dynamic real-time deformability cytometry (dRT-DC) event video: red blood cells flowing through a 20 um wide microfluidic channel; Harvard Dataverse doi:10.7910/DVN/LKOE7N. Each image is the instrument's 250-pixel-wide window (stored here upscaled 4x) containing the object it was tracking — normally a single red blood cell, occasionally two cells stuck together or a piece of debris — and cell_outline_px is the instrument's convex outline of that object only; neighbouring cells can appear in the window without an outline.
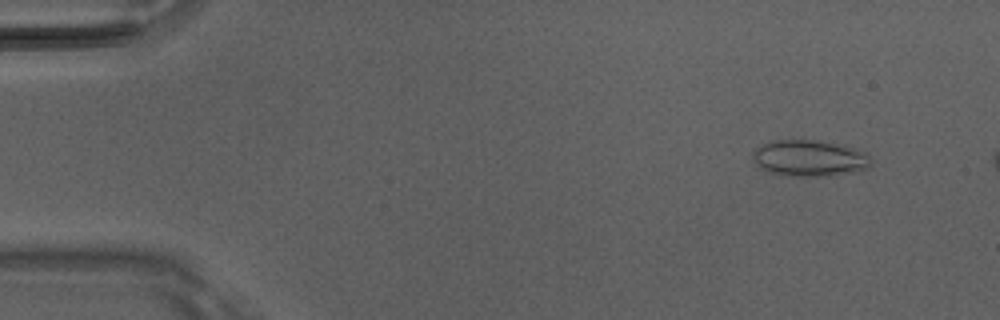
{"species": "Egyptian fruit bat (a non-hibernating species)", "species_latin": "Rousettus aegyptiacus", "temperature_condition": "room temperature", "stored_images_in_passage": 2, "camera_frame_rate_fps": 3000, "um_per_image_px": 0.085, "animal": {"sex": "male"}, "frame": {"image": 1, "passage_image": 1, "time_ms": 0.0, "image_size_px": [1000, 320], "cell_outline_px": [[872, 164], [868, 168], [832, 176], [788, 176], [772, 172], [764, 168], [752, 156], [756, 148], [772, 140], [816, 140], [844, 144], [864, 152], [868, 156]], "centroid_in_image_um": [68.87, 13.43], "position_along_channel_um": 16.1, "area_um2": 24.74}}